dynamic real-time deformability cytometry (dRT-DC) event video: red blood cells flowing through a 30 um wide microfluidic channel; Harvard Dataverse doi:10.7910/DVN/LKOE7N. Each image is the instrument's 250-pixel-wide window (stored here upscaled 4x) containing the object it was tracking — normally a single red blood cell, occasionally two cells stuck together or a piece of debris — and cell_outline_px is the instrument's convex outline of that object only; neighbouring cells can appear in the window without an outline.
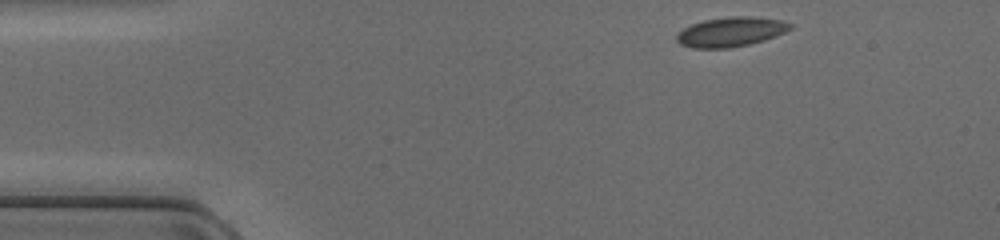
{"species": "common noctule bat (a hibernating species)", "species_latin": "Nyctalus noctula", "temperature_condition": "cold", "stored_images_in_passage": 41, "camera_frame_rate_fps": 3000, "um_per_image_px": 0.085, "animal": {"sex": "female", "body_mass_g": 17.0, "forearm_length_mm": 48.0}, "frame": {"image": 1, "passage_image": 1, "time_ms": 0.0, "image_size_px": [1000, 240], "cell_outline_px": [[792, 28], [776, 36], [764, 40], [748, 44], [728, 48], [692, 48], [680, 44], [676, 40], [676, 36], [684, 28], [692, 24], [704, 20], [732, 16], [752, 16], [780, 20], [792, 24]], "centroid_in_image_um": [62.12, 2.71], "position_along_channel_um": 22.9, "area_um2": 19.42}}
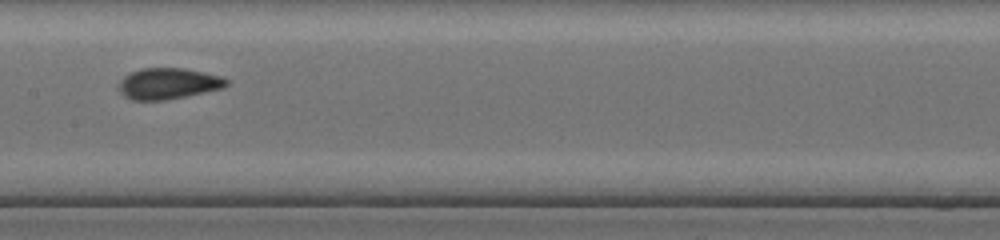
{"frame": {"image": 2, "passage_image": 18, "time_ms": 5.667, "image_size_px": [1000, 240], "cell_outline_px": [[228, 84], [224, 88], [164, 100], [132, 100], [124, 96], [120, 92], [120, 80], [124, 76], [140, 68], [184, 68], [224, 76], [228, 80]], "centroid_in_image_um": [14.33, 7.09], "position_along_channel_um": 193.1, "area_um2": 19.48}}
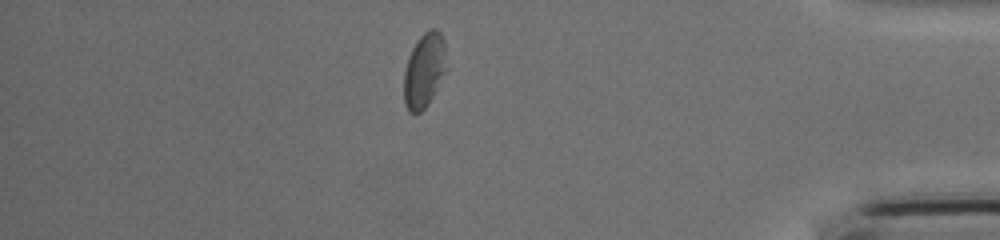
{"frame": {"image": 3, "passage_image": 35, "time_ms": 11.333, "image_size_px": [1000, 240], "cell_outline_px": [[444, 52], [440, 72], [436, 88], [428, 104], [420, 112], [408, 112], [404, 104], [404, 72], [408, 56], [412, 48], [420, 36], [428, 28], [436, 28], [440, 32], [444, 40]], "centroid_in_image_um": [35.97, 5.96], "position_along_channel_um": 399.2, "area_um2": 17.57}}